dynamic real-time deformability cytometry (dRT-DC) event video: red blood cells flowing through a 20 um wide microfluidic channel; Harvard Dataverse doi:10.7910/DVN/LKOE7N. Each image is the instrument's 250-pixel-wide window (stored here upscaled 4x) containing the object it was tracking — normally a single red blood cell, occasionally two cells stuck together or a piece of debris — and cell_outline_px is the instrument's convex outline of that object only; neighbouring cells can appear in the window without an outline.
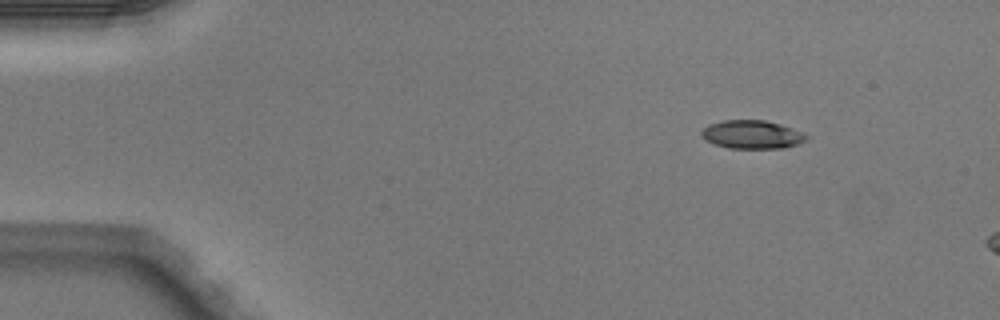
{"species": "Egyptian fruit bat (a non-hibernating species)", "species_latin": "Rousettus aegyptiacus", "temperature_condition": "warm", "stored_images_in_passage": 3, "camera_frame_rate_fps": 3000, "um_per_image_px": 0.085, "animal": {"sex": "male"}, "frame": {"image": 1, "passage_image": 1, "time_ms": 0.0, "image_size_px": [1000, 320], "cell_outline_px": [[808, 140], [784, 148], [728, 148], [704, 140], [700, 136], [700, 132], [708, 124], [724, 120], [764, 120], [780, 124], [792, 128], [808, 136]], "centroid_in_image_um": [63.89, 11.43], "position_along_channel_um": 21.1, "area_um2": 17.34}}